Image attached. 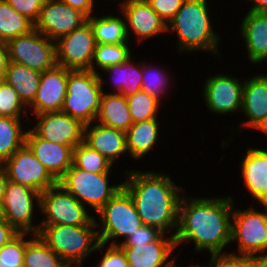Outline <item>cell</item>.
Returning <instances> with one entry per match:
<instances>
[{"label": "cell", "mask_w": 267, "mask_h": 267, "mask_svg": "<svg viewBox=\"0 0 267 267\" xmlns=\"http://www.w3.org/2000/svg\"><path fill=\"white\" fill-rule=\"evenodd\" d=\"M131 58L127 43L122 44H96L94 57L97 67L102 70L109 66L122 64Z\"/></svg>", "instance_id": "e575fe53"}, {"label": "cell", "mask_w": 267, "mask_h": 267, "mask_svg": "<svg viewBox=\"0 0 267 267\" xmlns=\"http://www.w3.org/2000/svg\"><path fill=\"white\" fill-rule=\"evenodd\" d=\"M40 209L47 217L41 225L100 226L86 212L83 202L58 183L40 194Z\"/></svg>", "instance_id": "52a82bcc"}, {"label": "cell", "mask_w": 267, "mask_h": 267, "mask_svg": "<svg viewBox=\"0 0 267 267\" xmlns=\"http://www.w3.org/2000/svg\"><path fill=\"white\" fill-rule=\"evenodd\" d=\"M19 232L0 215V248L13 239Z\"/></svg>", "instance_id": "ee69618b"}, {"label": "cell", "mask_w": 267, "mask_h": 267, "mask_svg": "<svg viewBox=\"0 0 267 267\" xmlns=\"http://www.w3.org/2000/svg\"><path fill=\"white\" fill-rule=\"evenodd\" d=\"M99 263L96 267H129L125 252L115 241Z\"/></svg>", "instance_id": "7bdbcfd3"}, {"label": "cell", "mask_w": 267, "mask_h": 267, "mask_svg": "<svg viewBox=\"0 0 267 267\" xmlns=\"http://www.w3.org/2000/svg\"><path fill=\"white\" fill-rule=\"evenodd\" d=\"M241 176L253 198L267 206V151L248 148Z\"/></svg>", "instance_id": "44dd1931"}, {"label": "cell", "mask_w": 267, "mask_h": 267, "mask_svg": "<svg viewBox=\"0 0 267 267\" xmlns=\"http://www.w3.org/2000/svg\"><path fill=\"white\" fill-rule=\"evenodd\" d=\"M163 233L156 241L138 246H120L126 254L129 267H173L175 259L167 261L176 248L174 236L164 239Z\"/></svg>", "instance_id": "d6986e66"}, {"label": "cell", "mask_w": 267, "mask_h": 267, "mask_svg": "<svg viewBox=\"0 0 267 267\" xmlns=\"http://www.w3.org/2000/svg\"><path fill=\"white\" fill-rule=\"evenodd\" d=\"M41 72L15 62L8 63L4 81L18 93L25 108L30 106L39 88Z\"/></svg>", "instance_id": "484cf974"}, {"label": "cell", "mask_w": 267, "mask_h": 267, "mask_svg": "<svg viewBox=\"0 0 267 267\" xmlns=\"http://www.w3.org/2000/svg\"><path fill=\"white\" fill-rule=\"evenodd\" d=\"M126 132L133 124L127 98L118 93H104L96 122Z\"/></svg>", "instance_id": "d4e9b609"}, {"label": "cell", "mask_w": 267, "mask_h": 267, "mask_svg": "<svg viewBox=\"0 0 267 267\" xmlns=\"http://www.w3.org/2000/svg\"><path fill=\"white\" fill-rule=\"evenodd\" d=\"M2 166L8 180L40 193L58 183L26 144L7 159Z\"/></svg>", "instance_id": "7c38bea8"}, {"label": "cell", "mask_w": 267, "mask_h": 267, "mask_svg": "<svg viewBox=\"0 0 267 267\" xmlns=\"http://www.w3.org/2000/svg\"><path fill=\"white\" fill-rule=\"evenodd\" d=\"M36 117L39 121L32 131L38 137L71 147L84 141L85 125L62 111L44 112Z\"/></svg>", "instance_id": "9a60e30c"}, {"label": "cell", "mask_w": 267, "mask_h": 267, "mask_svg": "<svg viewBox=\"0 0 267 267\" xmlns=\"http://www.w3.org/2000/svg\"><path fill=\"white\" fill-rule=\"evenodd\" d=\"M231 217L235 222L231 223V241L238 240L239 253L255 257L265 252L260 256H267V212H258L252 207L233 211Z\"/></svg>", "instance_id": "8fae6325"}, {"label": "cell", "mask_w": 267, "mask_h": 267, "mask_svg": "<svg viewBox=\"0 0 267 267\" xmlns=\"http://www.w3.org/2000/svg\"><path fill=\"white\" fill-rule=\"evenodd\" d=\"M210 259L209 267H251V256L219 253L211 254Z\"/></svg>", "instance_id": "ab89813d"}, {"label": "cell", "mask_w": 267, "mask_h": 267, "mask_svg": "<svg viewBox=\"0 0 267 267\" xmlns=\"http://www.w3.org/2000/svg\"><path fill=\"white\" fill-rule=\"evenodd\" d=\"M71 70L56 65L41 73L39 88L33 103V114L61 111L66 96L68 74Z\"/></svg>", "instance_id": "e0dca14e"}, {"label": "cell", "mask_w": 267, "mask_h": 267, "mask_svg": "<svg viewBox=\"0 0 267 267\" xmlns=\"http://www.w3.org/2000/svg\"><path fill=\"white\" fill-rule=\"evenodd\" d=\"M8 182L7 174L2 165H0V209L2 207L4 196H5V187Z\"/></svg>", "instance_id": "7dc6e473"}, {"label": "cell", "mask_w": 267, "mask_h": 267, "mask_svg": "<svg viewBox=\"0 0 267 267\" xmlns=\"http://www.w3.org/2000/svg\"><path fill=\"white\" fill-rule=\"evenodd\" d=\"M12 8L24 15L29 20H31L34 24L37 21L40 10L42 6L45 4L46 0H6Z\"/></svg>", "instance_id": "60d3db41"}, {"label": "cell", "mask_w": 267, "mask_h": 267, "mask_svg": "<svg viewBox=\"0 0 267 267\" xmlns=\"http://www.w3.org/2000/svg\"><path fill=\"white\" fill-rule=\"evenodd\" d=\"M34 29L31 20L16 12L6 0H0V42L6 44Z\"/></svg>", "instance_id": "f1b7e54d"}, {"label": "cell", "mask_w": 267, "mask_h": 267, "mask_svg": "<svg viewBox=\"0 0 267 267\" xmlns=\"http://www.w3.org/2000/svg\"><path fill=\"white\" fill-rule=\"evenodd\" d=\"M9 63L8 50L5 43L0 42V81L4 80Z\"/></svg>", "instance_id": "bcb514c9"}, {"label": "cell", "mask_w": 267, "mask_h": 267, "mask_svg": "<svg viewBox=\"0 0 267 267\" xmlns=\"http://www.w3.org/2000/svg\"><path fill=\"white\" fill-rule=\"evenodd\" d=\"M126 98L133 123L157 118L159 100L156 97L141 90Z\"/></svg>", "instance_id": "836d02e7"}, {"label": "cell", "mask_w": 267, "mask_h": 267, "mask_svg": "<svg viewBox=\"0 0 267 267\" xmlns=\"http://www.w3.org/2000/svg\"><path fill=\"white\" fill-rule=\"evenodd\" d=\"M73 164L85 171L94 173L110 172L112 163L98 151L89 147L84 141L74 147Z\"/></svg>", "instance_id": "d6a6232c"}, {"label": "cell", "mask_w": 267, "mask_h": 267, "mask_svg": "<svg viewBox=\"0 0 267 267\" xmlns=\"http://www.w3.org/2000/svg\"><path fill=\"white\" fill-rule=\"evenodd\" d=\"M38 235L68 265H82V260L93 251L104 247L99 241L96 226L39 225ZM96 241L92 244L93 241ZM92 244V245H91Z\"/></svg>", "instance_id": "277c9868"}, {"label": "cell", "mask_w": 267, "mask_h": 267, "mask_svg": "<svg viewBox=\"0 0 267 267\" xmlns=\"http://www.w3.org/2000/svg\"><path fill=\"white\" fill-rule=\"evenodd\" d=\"M20 119L0 116V165L26 143L27 131L21 130Z\"/></svg>", "instance_id": "f546056e"}, {"label": "cell", "mask_w": 267, "mask_h": 267, "mask_svg": "<svg viewBox=\"0 0 267 267\" xmlns=\"http://www.w3.org/2000/svg\"><path fill=\"white\" fill-rule=\"evenodd\" d=\"M26 232H19L13 239L0 248V267H23L27 241Z\"/></svg>", "instance_id": "d590c367"}, {"label": "cell", "mask_w": 267, "mask_h": 267, "mask_svg": "<svg viewBox=\"0 0 267 267\" xmlns=\"http://www.w3.org/2000/svg\"><path fill=\"white\" fill-rule=\"evenodd\" d=\"M121 5L123 16L139 40L152 38L170 28L146 0H126Z\"/></svg>", "instance_id": "ffe728a7"}, {"label": "cell", "mask_w": 267, "mask_h": 267, "mask_svg": "<svg viewBox=\"0 0 267 267\" xmlns=\"http://www.w3.org/2000/svg\"><path fill=\"white\" fill-rule=\"evenodd\" d=\"M163 232L153 226L141 225L119 246H138L141 244H149L156 241Z\"/></svg>", "instance_id": "f35d334b"}, {"label": "cell", "mask_w": 267, "mask_h": 267, "mask_svg": "<svg viewBox=\"0 0 267 267\" xmlns=\"http://www.w3.org/2000/svg\"><path fill=\"white\" fill-rule=\"evenodd\" d=\"M184 199L181 198L179 204L178 226L173 234L176 246L192 240L197 251L222 253L231 242L232 198Z\"/></svg>", "instance_id": "6da1fadb"}, {"label": "cell", "mask_w": 267, "mask_h": 267, "mask_svg": "<svg viewBox=\"0 0 267 267\" xmlns=\"http://www.w3.org/2000/svg\"><path fill=\"white\" fill-rule=\"evenodd\" d=\"M243 84L242 110L250 119L243 125L252 128L267 116V77L258 75Z\"/></svg>", "instance_id": "cb8c5ba5"}, {"label": "cell", "mask_w": 267, "mask_h": 267, "mask_svg": "<svg viewBox=\"0 0 267 267\" xmlns=\"http://www.w3.org/2000/svg\"><path fill=\"white\" fill-rule=\"evenodd\" d=\"M27 240L23 267H66L68 264L57 255L38 234Z\"/></svg>", "instance_id": "4dcf8cb0"}, {"label": "cell", "mask_w": 267, "mask_h": 267, "mask_svg": "<svg viewBox=\"0 0 267 267\" xmlns=\"http://www.w3.org/2000/svg\"><path fill=\"white\" fill-rule=\"evenodd\" d=\"M125 174L129 177L122 183L123 188L131 196L142 223L163 233L177 228L181 201L178 191L182 187H177L165 173L130 170Z\"/></svg>", "instance_id": "7a4b0ae2"}, {"label": "cell", "mask_w": 267, "mask_h": 267, "mask_svg": "<svg viewBox=\"0 0 267 267\" xmlns=\"http://www.w3.org/2000/svg\"><path fill=\"white\" fill-rule=\"evenodd\" d=\"M24 103L20 100L18 93L6 81H0V116L20 118L24 114Z\"/></svg>", "instance_id": "8d00e7d4"}, {"label": "cell", "mask_w": 267, "mask_h": 267, "mask_svg": "<svg viewBox=\"0 0 267 267\" xmlns=\"http://www.w3.org/2000/svg\"><path fill=\"white\" fill-rule=\"evenodd\" d=\"M243 86L238 79L228 75L209 77L204 84L206 105L211 111L226 114L242 109Z\"/></svg>", "instance_id": "2e32d148"}, {"label": "cell", "mask_w": 267, "mask_h": 267, "mask_svg": "<svg viewBox=\"0 0 267 267\" xmlns=\"http://www.w3.org/2000/svg\"><path fill=\"white\" fill-rule=\"evenodd\" d=\"M167 26L177 32L180 50L203 49L218 55L219 37L213 32L206 0H184Z\"/></svg>", "instance_id": "3957f363"}, {"label": "cell", "mask_w": 267, "mask_h": 267, "mask_svg": "<svg viewBox=\"0 0 267 267\" xmlns=\"http://www.w3.org/2000/svg\"><path fill=\"white\" fill-rule=\"evenodd\" d=\"M55 44L58 66L71 71L91 70L97 73L93 66L96 41L88 21L81 27L59 38Z\"/></svg>", "instance_id": "30bf717a"}, {"label": "cell", "mask_w": 267, "mask_h": 267, "mask_svg": "<svg viewBox=\"0 0 267 267\" xmlns=\"http://www.w3.org/2000/svg\"><path fill=\"white\" fill-rule=\"evenodd\" d=\"M108 174L85 171L73 164L58 184L79 202L83 201V205L87 203L98 212L123 187L122 183L108 186Z\"/></svg>", "instance_id": "8992f818"}, {"label": "cell", "mask_w": 267, "mask_h": 267, "mask_svg": "<svg viewBox=\"0 0 267 267\" xmlns=\"http://www.w3.org/2000/svg\"><path fill=\"white\" fill-rule=\"evenodd\" d=\"M103 79L91 70L70 71L62 112L89 125L97 119L103 94Z\"/></svg>", "instance_id": "5b68a950"}, {"label": "cell", "mask_w": 267, "mask_h": 267, "mask_svg": "<svg viewBox=\"0 0 267 267\" xmlns=\"http://www.w3.org/2000/svg\"><path fill=\"white\" fill-rule=\"evenodd\" d=\"M143 66L141 90L146 92L147 94H150L151 96L156 97L159 100V96L163 95V92L165 91L164 88L168 85L167 78L164 75L165 73L160 72V70L158 71L157 69L156 71L155 69L154 71H149L145 68L146 65Z\"/></svg>", "instance_id": "74e56055"}, {"label": "cell", "mask_w": 267, "mask_h": 267, "mask_svg": "<svg viewBox=\"0 0 267 267\" xmlns=\"http://www.w3.org/2000/svg\"><path fill=\"white\" fill-rule=\"evenodd\" d=\"M84 127V142L92 149L98 151L112 164L121 154L127 152L126 132L97 124L90 128ZM90 128V130H89Z\"/></svg>", "instance_id": "7402d4cb"}, {"label": "cell", "mask_w": 267, "mask_h": 267, "mask_svg": "<svg viewBox=\"0 0 267 267\" xmlns=\"http://www.w3.org/2000/svg\"><path fill=\"white\" fill-rule=\"evenodd\" d=\"M242 36L245 39L249 60L261 63L267 60V13L248 11L243 20Z\"/></svg>", "instance_id": "603a6c76"}, {"label": "cell", "mask_w": 267, "mask_h": 267, "mask_svg": "<svg viewBox=\"0 0 267 267\" xmlns=\"http://www.w3.org/2000/svg\"><path fill=\"white\" fill-rule=\"evenodd\" d=\"M130 61L131 59L129 58L122 64H116L104 69V71L111 72V74L116 73V76L114 75L115 77L119 76V79L116 78V80L113 81L115 86H117L118 94L125 97H129L141 91L142 86V69L137 68V66Z\"/></svg>", "instance_id": "1f68e13d"}, {"label": "cell", "mask_w": 267, "mask_h": 267, "mask_svg": "<svg viewBox=\"0 0 267 267\" xmlns=\"http://www.w3.org/2000/svg\"><path fill=\"white\" fill-rule=\"evenodd\" d=\"M87 16L60 0H46L40 10L34 28L51 40L59 38L81 27Z\"/></svg>", "instance_id": "5bb4252c"}, {"label": "cell", "mask_w": 267, "mask_h": 267, "mask_svg": "<svg viewBox=\"0 0 267 267\" xmlns=\"http://www.w3.org/2000/svg\"><path fill=\"white\" fill-rule=\"evenodd\" d=\"M25 144L57 181L73 165L74 147L46 141L32 130L27 131Z\"/></svg>", "instance_id": "ac0fdd59"}, {"label": "cell", "mask_w": 267, "mask_h": 267, "mask_svg": "<svg viewBox=\"0 0 267 267\" xmlns=\"http://www.w3.org/2000/svg\"><path fill=\"white\" fill-rule=\"evenodd\" d=\"M251 1H254V4L249 11H258V12L267 11V0H251Z\"/></svg>", "instance_id": "c3c4849f"}, {"label": "cell", "mask_w": 267, "mask_h": 267, "mask_svg": "<svg viewBox=\"0 0 267 267\" xmlns=\"http://www.w3.org/2000/svg\"><path fill=\"white\" fill-rule=\"evenodd\" d=\"M251 267H267V256H251Z\"/></svg>", "instance_id": "681fc988"}, {"label": "cell", "mask_w": 267, "mask_h": 267, "mask_svg": "<svg viewBox=\"0 0 267 267\" xmlns=\"http://www.w3.org/2000/svg\"><path fill=\"white\" fill-rule=\"evenodd\" d=\"M151 8L168 24L182 6L184 0H146Z\"/></svg>", "instance_id": "b9f144b4"}, {"label": "cell", "mask_w": 267, "mask_h": 267, "mask_svg": "<svg viewBox=\"0 0 267 267\" xmlns=\"http://www.w3.org/2000/svg\"><path fill=\"white\" fill-rule=\"evenodd\" d=\"M97 213L103 222L98 237L105 245L119 236L126 239L143 225L131 196L123 187Z\"/></svg>", "instance_id": "ba28073f"}, {"label": "cell", "mask_w": 267, "mask_h": 267, "mask_svg": "<svg viewBox=\"0 0 267 267\" xmlns=\"http://www.w3.org/2000/svg\"><path fill=\"white\" fill-rule=\"evenodd\" d=\"M157 118L133 123L126 131V148L134 159L142 158L158 138Z\"/></svg>", "instance_id": "4316f807"}, {"label": "cell", "mask_w": 267, "mask_h": 267, "mask_svg": "<svg viewBox=\"0 0 267 267\" xmlns=\"http://www.w3.org/2000/svg\"><path fill=\"white\" fill-rule=\"evenodd\" d=\"M96 44H122L127 43L129 28L125 21L120 17L112 15L97 17H88Z\"/></svg>", "instance_id": "83f0119b"}, {"label": "cell", "mask_w": 267, "mask_h": 267, "mask_svg": "<svg viewBox=\"0 0 267 267\" xmlns=\"http://www.w3.org/2000/svg\"><path fill=\"white\" fill-rule=\"evenodd\" d=\"M40 192L8 180L0 215L18 232L38 234L40 226H33L34 198L40 206Z\"/></svg>", "instance_id": "4fadbf2b"}, {"label": "cell", "mask_w": 267, "mask_h": 267, "mask_svg": "<svg viewBox=\"0 0 267 267\" xmlns=\"http://www.w3.org/2000/svg\"><path fill=\"white\" fill-rule=\"evenodd\" d=\"M253 128H256V130L260 129L261 131L267 133V116L258 122Z\"/></svg>", "instance_id": "f907efd6"}, {"label": "cell", "mask_w": 267, "mask_h": 267, "mask_svg": "<svg viewBox=\"0 0 267 267\" xmlns=\"http://www.w3.org/2000/svg\"><path fill=\"white\" fill-rule=\"evenodd\" d=\"M44 36V37H43ZM36 29L6 43L10 62L44 72L56 63V44Z\"/></svg>", "instance_id": "9c48e42d"}, {"label": "cell", "mask_w": 267, "mask_h": 267, "mask_svg": "<svg viewBox=\"0 0 267 267\" xmlns=\"http://www.w3.org/2000/svg\"><path fill=\"white\" fill-rule=\"evenodd\" d=\"M72 8L78 9L83 12L87 17L91 16L93 10V0H60Z\"/></svg>", "instance_id": "f6af8a7d"}, {"label": "cell", "mask_w": 267, "mask_h": 267, "mask_svg": "<svg viewBox=\"0 0 267 267\" xmlns=\"http://www.w3.org/2000/svg\"><path fill=\"white\" fill-rule=\"evenodd\" d=\"M75 266L76 267H82L81 265H74V266L73 265H67L66 267H75Z\"/></svg>", "instance_id": "816d5d0a"}]
</instances>
